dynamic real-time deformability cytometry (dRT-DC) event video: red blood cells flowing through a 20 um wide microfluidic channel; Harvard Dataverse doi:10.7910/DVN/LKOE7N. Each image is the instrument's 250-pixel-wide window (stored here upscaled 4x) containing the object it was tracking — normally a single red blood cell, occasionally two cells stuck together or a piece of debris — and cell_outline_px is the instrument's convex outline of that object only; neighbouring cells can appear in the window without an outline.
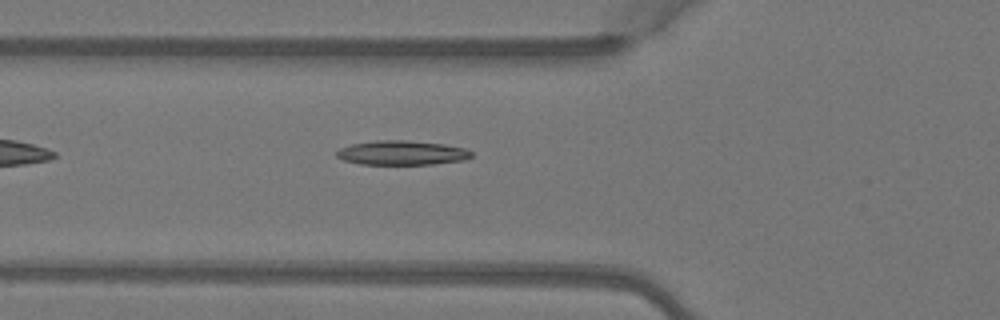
{"species": "Egyptian fruit bat (a non-hibernating species)", "species_latin": "Rousettus aegyptiacus", "temperature_condition": "warm", "stored_images_in_passage": 5, "camera_frame_rate_fps": 3000, "um_per_image_px": 0.085, "animal": {"sex": "female"}, "frame": {"image": 1, "passage_image": 5, "time_ms": 1.333, "image_size_px": [1000, 320], "cell_outline_px": [[472, 156], [468, 160], [432, 164], [360, 164], [344, 160], [336, 156], [336, 152], [340, 148], [352, 144], [376, 140], [404, 140], [444, 144], [468, 148], [472, 152]], "centroid_in_image_um": [34.21, 12.99], "position_along_channel_um": 91.6, "area_um2": 19.25}}